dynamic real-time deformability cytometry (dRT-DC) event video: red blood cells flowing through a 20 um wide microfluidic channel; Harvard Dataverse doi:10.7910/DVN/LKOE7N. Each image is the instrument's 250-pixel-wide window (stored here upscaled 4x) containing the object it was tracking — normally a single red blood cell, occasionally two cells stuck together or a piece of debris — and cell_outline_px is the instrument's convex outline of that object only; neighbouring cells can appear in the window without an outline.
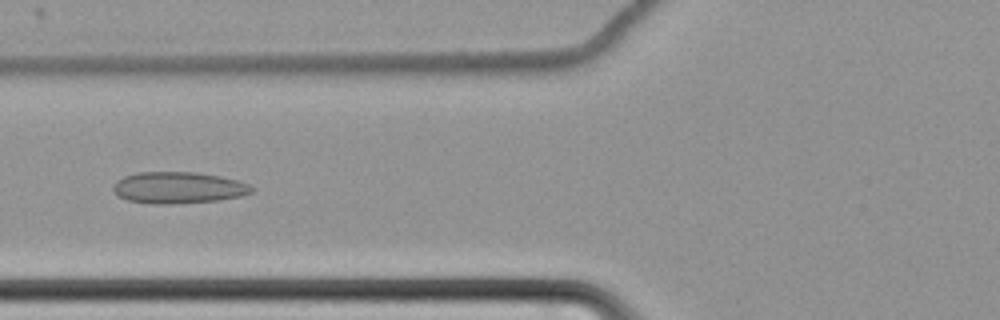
{"species": "common noctule bat (a hibernating species)", "species_latin": "Nyctalus noctula", "temperature_condition": "cold", "stored_images_in_passage": 40, "camera_frame_rate_fps": 3000, "um_per_image_px": 0.085, "animal": {"sex": "female", "body_mass_g": 22.7, "forearm_length_mm": 54.2}, "frame": {"image": 1, "passage_image": 4, "time_ms": 1.0, "image_size_px": [1000, 320], "cell_outline_px": [[256, 188], [252, 192], [240, 196], [220, 200], [172, 204], [152, 204], [128, 200], [116, 196], [112, 188], [116, 180], [124, 176], [136, 172], [196, 172], [220, 176], [236, 180], [248, 184]], "centroid_in_image_um": [15.13, 15.95], "position_along_channel_um": 110.7, "area_um2": 25.66}}
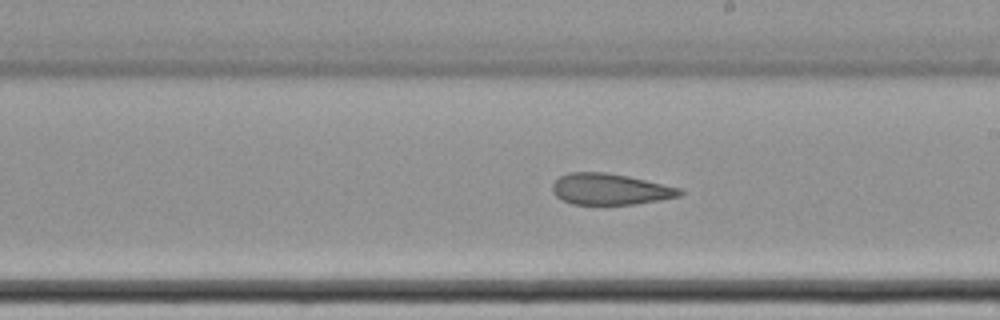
{"frame": {"image": 2, "passage_image": 15, "time_ms": 4.667, "image_size_px": [1000, 320], "cell_outline_px": [[684, 192], [680, 196], [660, 200], [636, 204], [572, 204], [556, 196], [552, 192], [552, 184], [560, 176], [568, 172], [604, 172], [628, 176], [680, 188]], "centroid_in_image_um": [51.85, 16.08], "position_along_channel_um": 237.2, "area_um2": 23.06}}
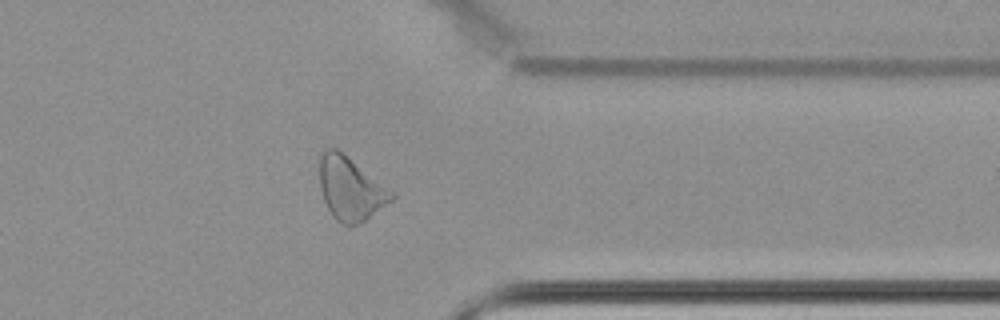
{"frame": {"image": 3, "passage_image": 28, "time_ms": 9.0, "image_size_px": [1000, 320], "cell_outline_px": [[396, 196], [392, 200], [360, 224], [348, 228], [336, 220], [332, 216], [324, 200], [320, 188], [320, 156], [328, 148], [336, 148], [396, 192]], "centroid_in_image_um": [29.82, 16.07], "position_along_channel_um": 381.6, "area_um2": 26.65}}